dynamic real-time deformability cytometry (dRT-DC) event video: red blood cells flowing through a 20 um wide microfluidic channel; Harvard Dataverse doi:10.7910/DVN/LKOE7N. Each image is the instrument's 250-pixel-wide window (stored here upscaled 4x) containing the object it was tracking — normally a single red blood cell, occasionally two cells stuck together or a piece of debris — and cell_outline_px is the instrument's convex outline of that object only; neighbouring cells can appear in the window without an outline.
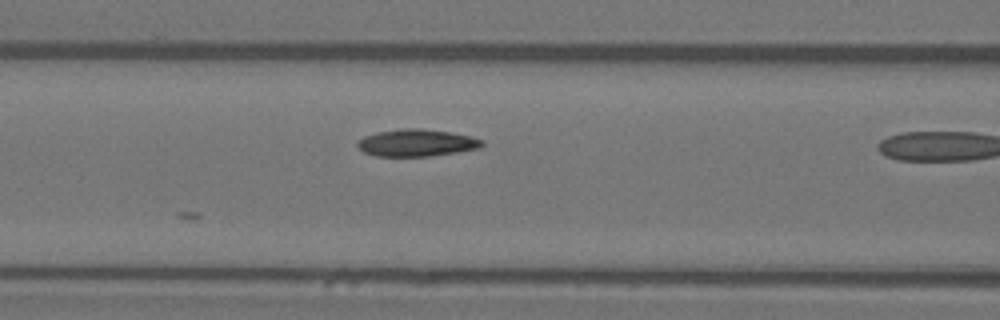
{"species": "Egyptian fruit bat (a non-hibernating species)", "species_latin": "Rousettus aegyptiacus", "temperature_condition": "warm", "stored_images_in_passage": 6, "camera_frame_rate_fps": 3000, "um_per_image_px": 0.085, "animal": {"sex": "female"}, "frame": {"image": 1, "passage_image": 6, "time_ms": 1.667, "image_size_px": [1000, 320], "cell_outline_px": [[484, 144], [480, 148], [456, 152], [428, 156], [376, 156], [364, 152], [356, 144], [364, 136], [376, 132], [400, 128], [420, 128], [448, 132], [472, 136], [484, 140]], "centroid_in_image_um": [35.43, 12.13], "position_along_channel_um": 131.2, "area_um2": 19.65}}